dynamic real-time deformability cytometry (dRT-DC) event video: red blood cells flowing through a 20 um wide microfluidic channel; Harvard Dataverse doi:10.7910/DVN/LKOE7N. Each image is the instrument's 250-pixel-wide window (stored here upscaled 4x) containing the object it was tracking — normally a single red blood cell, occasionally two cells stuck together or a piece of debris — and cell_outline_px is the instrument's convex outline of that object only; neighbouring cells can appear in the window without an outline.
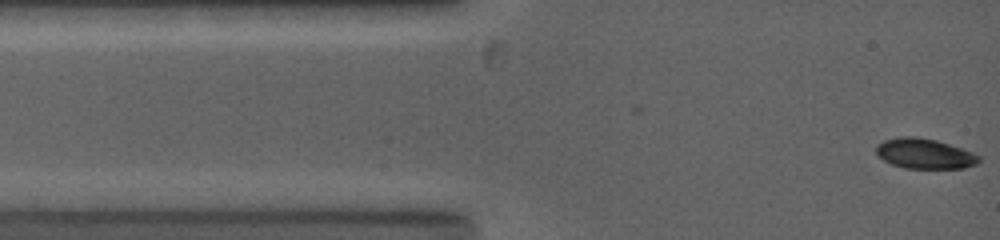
{"species": "common noctule bat (a hibernating species)", "species_latin": "Nyctalus noctula", "temperature_condition": "warm", "stored_images_in_passage": 2, "camera_frame_rate_fps": 5000, "um_per_image_px": 0.085, "animal": {"sex": "female", "body_mass_g": 19.0, "forearm_length_mm": 53.3}, "frame": {"image": 1, "passage_image": 2, "time_ms": 0.4, "image_size_px": [1000, 240], "cell_outline_px": [[980, 160], [976, 164], [964, 168], [904, 168], [892, 164], [884, 160], [876, 152], [876, 144], [884, 140], [900, 136], [916, 136], [936, 140], [972, 152], [980, 156]], "centroid_in_image_um": [78.57, 13.05], "position_along_channel_um": 6.4, "area_um2": 17.98}}